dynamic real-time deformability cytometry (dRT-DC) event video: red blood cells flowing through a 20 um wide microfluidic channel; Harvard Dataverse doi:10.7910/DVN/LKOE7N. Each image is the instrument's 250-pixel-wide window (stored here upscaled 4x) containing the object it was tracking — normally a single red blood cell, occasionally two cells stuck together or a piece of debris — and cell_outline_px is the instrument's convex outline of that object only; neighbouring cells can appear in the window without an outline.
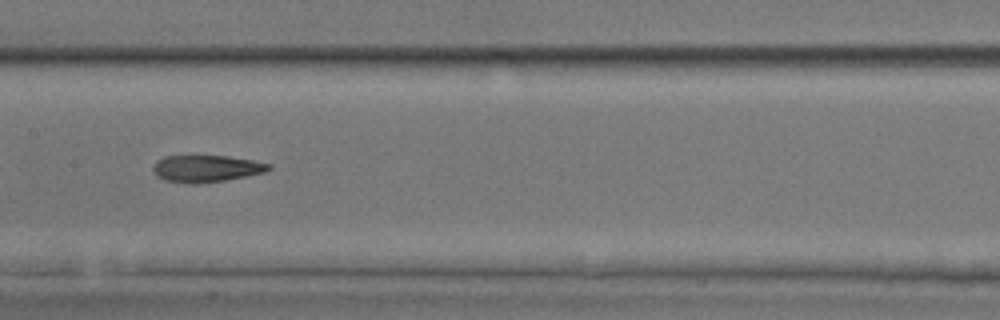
{"species": "common noctule bat (a hibernating species)", "species_latin": "Nyctalus noctula", "temperature_condition": "room temperature", "stored_images_in_passage": 36, "camera_frame_rate_fps": 3000, "um_per_image_px": 0.085, "animal": {"sex": "male", "body_mass_g": 17.9, "forearm_length_mm": 54.2}, "frame": {"image": 1, "passage_image": 11, "time_ms": 3.333, "image_size_px": [1000, 320], "cell_outline_px": [[272, 168], [264, 172], [224, 180], [196, 184], [188, 184], [168, 180], [156, 176], [152, 168], [156, 160], [164, 156], [228, 156], [252, 160], [272, 164]], "centroid_in_image_um": [17.52, 14.32], "position_along_channel_um": 189.9, "area_um2": 18.03}}
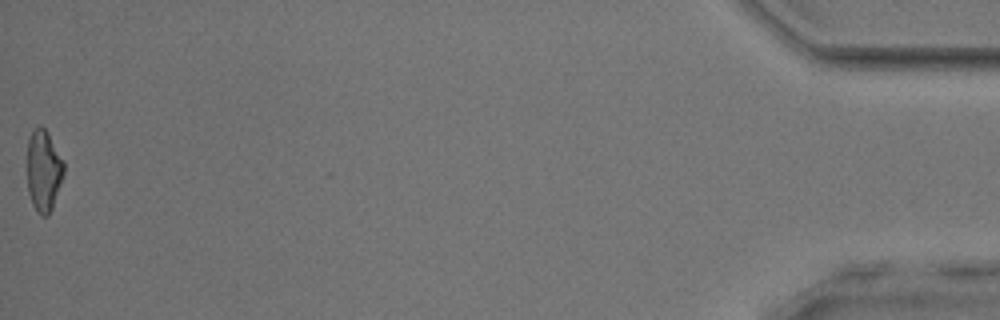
{"frame": {"image": 2, "passage_image": 36, "time_ms": 11.667, "image_size_px": [1000, 320], "cell_outline_px": [[64, 172], [52, 208], [48, 216], [40, 216], [36, 212], [32, 204], [28, 192], [28, 140], [32, 128], [40, 124], [48, 132], [64, 160]], "centroid_in_image_um": [3.7, 14.48], "position_along_channel_um": 431.5, "area_um2": 17.57}, "authors_computed_cell_mechanics": {"area_um2": 18.2359, "velocity_mm_per_s": 4.0679, "shape_relaxation_time_tau1_ms": 8.1358, "shape_relaxation_time_tau2_ms": 3.3936, "deformation_change_tau1": 0.2514, "deformation_change_tau2": 0.1392}}